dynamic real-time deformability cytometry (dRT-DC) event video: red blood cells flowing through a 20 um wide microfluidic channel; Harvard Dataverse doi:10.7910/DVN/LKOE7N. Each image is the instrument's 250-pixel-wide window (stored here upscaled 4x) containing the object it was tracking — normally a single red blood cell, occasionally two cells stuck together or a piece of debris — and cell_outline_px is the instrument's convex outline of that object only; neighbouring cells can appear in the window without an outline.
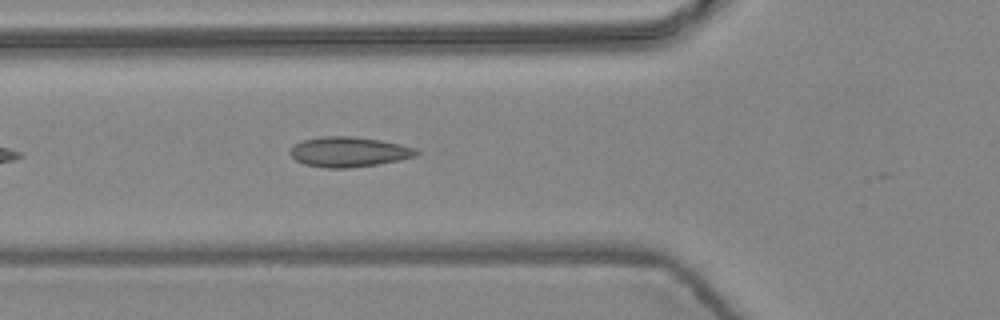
{"species": "common noctule bat (a hibernating species)", "species_latin": "Nyctalus noctula", "temperature_condition": "warm", "stored_images_in_passage": 5, "camera_frame_rate_fps": 3000, "um_per_image_px": 0.085, "animal": {"sex": "female", "body_mass_g": 24.6, "forearm_length_mm": 56.2}, "frame": {"image": 1, "passage_image": 5, "time_ms": 1.333, "image_size_px": [1000, 320], "cell_outline_px": [[420, 152], [416, 156], [400, 160], [376, 164], [348, 168], [328, 168], [304, 164], [296, 160], [288, 152], [296, 144], [304, 140], [320, 136], [352, 136], [380, 140], [400, 144], [416, 148]], "centroid_in_image_um": [29.67, 12.9], "position_along_channel_um": 96.1, "area_um2": 22.02}}